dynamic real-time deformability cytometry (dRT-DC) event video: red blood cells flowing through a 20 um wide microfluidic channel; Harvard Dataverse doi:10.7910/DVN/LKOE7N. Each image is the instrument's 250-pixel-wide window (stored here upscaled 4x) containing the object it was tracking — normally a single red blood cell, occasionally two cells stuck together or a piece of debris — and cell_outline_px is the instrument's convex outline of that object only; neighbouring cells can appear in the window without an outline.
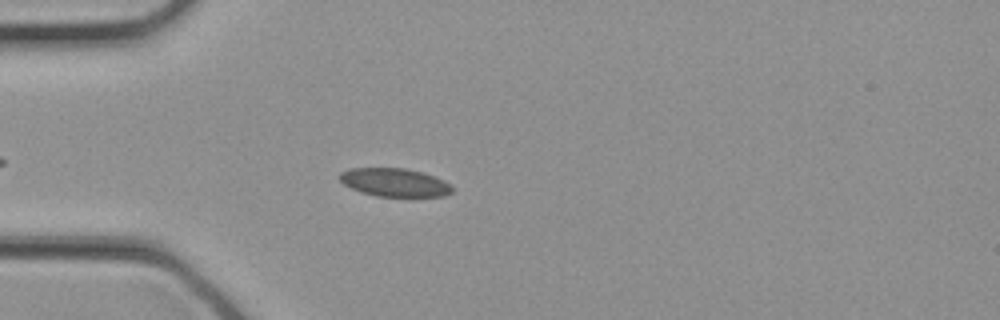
{"species": "common noctule bat (a hibernating species)", "species_latin": "Nyctalus noctula", "temperature_condition": "cold", "stored_images_in_passage": 29, "camera_frame_rate_fps": 3000, "um_per_image_px": 0.085, "animal": {"sex": "female", "body_mass_g": 21.9}, "frame": {"image": 1, "passage_image": 5, "time_ms": 1.333, "image_size_px": [1000, 320], "cell_outline_px": [[452, 192], [444, 196], [376, 196], [360, 192], [344, 184], [340, 180], [340, 172], [348, 168], [404, 168], [420, 172], [444, 180], [452, 188]], "centroid_in_image_um": [33.5, 15.5], "position_along_channel_um": 51.5, "area_um2": 18.32}}
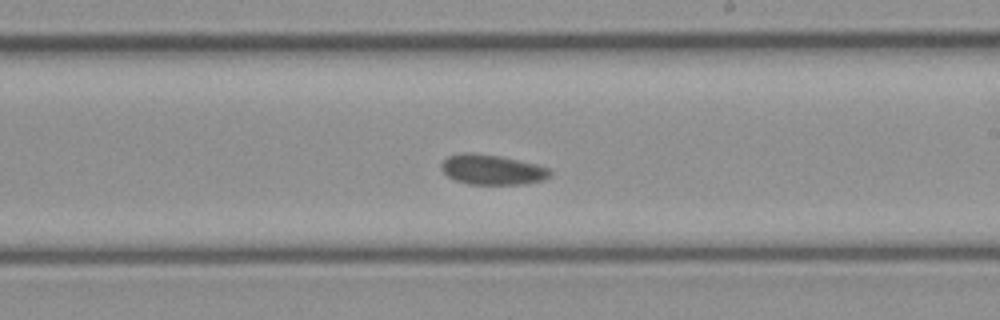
{"frame": {"image": 2, "passage_image": 15, "time_ms": 4.667, "image_size_px": [1000, 320], "cell_outline_px": [[552, 172], [544, 180], [524, 184], [468, 184], [456, 180], [448, 176], [440, 168], [440, 164], [448, 156], [464, 152], [472, 152], [500, 156], [536, 164], [548, 168]], "centroid_in_image_um": [41.81, 14.41], "position_along_channel_um": 247.2, "area_um2": 19.02}}
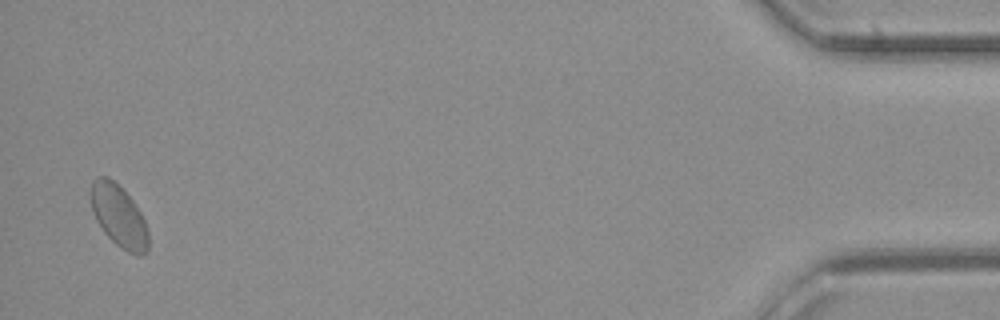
{"frame": {"image": 3, "passage_image": 28, "time_ms": 9.0, "image_size_px": [1000, 320], "cell_outline_px": [[148, 252], [144, 256], [136, 256], [128, 252], [116, 244], [104, 232], [96, 220], [92, 208], [88, 192], [92, 180], [96, 176], [108, 176], [132, 200], [140, 212], [144, 220], [148, 232]], "centroid_in_image_um": [10.08, 18.37], "position_along_channel_um": 425.1, "area_um2": 20.92}}